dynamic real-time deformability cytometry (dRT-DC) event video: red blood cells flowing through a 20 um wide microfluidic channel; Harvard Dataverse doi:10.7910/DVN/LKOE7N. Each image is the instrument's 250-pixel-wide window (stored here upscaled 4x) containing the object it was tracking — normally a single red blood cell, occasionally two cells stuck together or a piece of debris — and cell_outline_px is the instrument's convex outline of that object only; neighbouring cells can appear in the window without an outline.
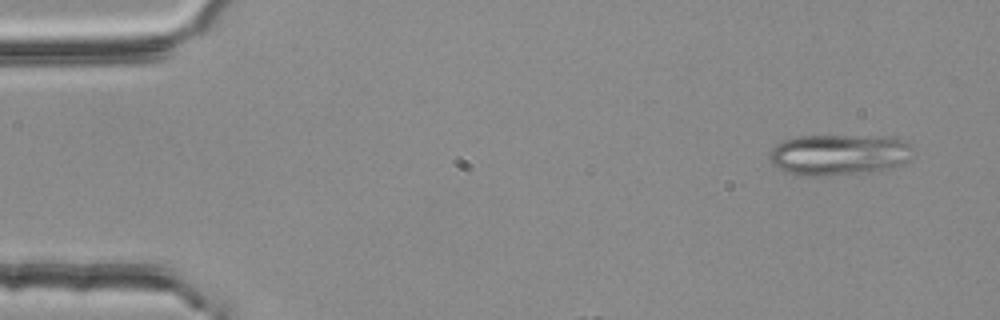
{"species": "common noctule bat (a hibernating species)", "species_latin": "Nyctalus noctula", "temperature_condition": "room temperature", "stored_images_in_passage": 3, "camera_frame_rate_fps": 3000, "um_per_image_px": 0.085, "animal": {"sex": "female", "body_mass_g": 25.1}, "frame": {"image": 1, "passage_image": 1, "time_ms": 0.0, "image_size_px": [1000, 320], "cell_outline_px": [[912, 144], [908, 160], [900, 164], [884, 168], [864, 172], [820, 176], [800, 176], [788, 172], [772, 164], [768, 156], [768, 152], [776, 144], [784, 140], [796, 136], [884, 136], [904, 140]], "centroid_in_image_um": [71.24, 13.13], "position_along_channel_um": 13.8, "area_um2": 34.04}}